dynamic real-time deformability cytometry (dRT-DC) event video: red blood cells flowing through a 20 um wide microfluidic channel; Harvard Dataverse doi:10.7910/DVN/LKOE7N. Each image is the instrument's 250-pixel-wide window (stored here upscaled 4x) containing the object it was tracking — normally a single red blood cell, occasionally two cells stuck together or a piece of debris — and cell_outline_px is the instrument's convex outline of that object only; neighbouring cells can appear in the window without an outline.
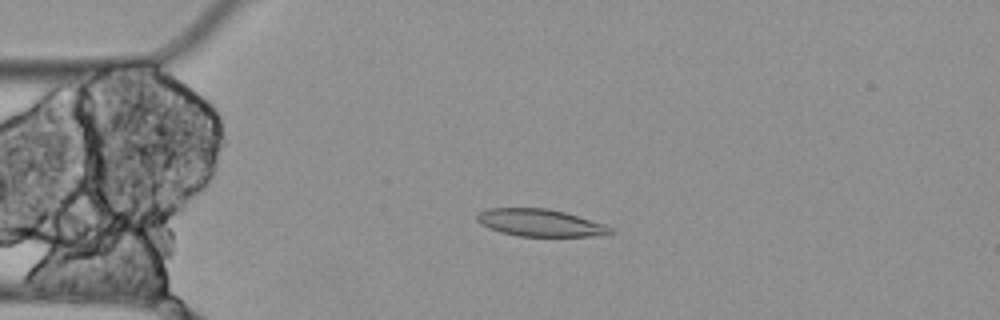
{"species": "Egyptian fruit bat (a non-hibernating species)", "species_latin": "Rousettus aegyptiacus", "temperature_condition": "cold", "stored_images_in_passage": 4, "camera_frame_rate_fps": 3000, "um_per_image_px": 0.085, "animal": {"sex": "female"}, "frame": {"image": 1, "passage_image": 3, "time_ms": 0.667, "image_size_px": [1000, 320], "cell_outline_px": [[616, 232], [608, 236], [516, 236], [500, 232], [488, 228], [480, 224], [476, 220], [476, 216], [480, 212], [488, 208], [548, 208], [564, 212], [608, 224]], "centroid_in_image_um": [45.98, 18.95], "position_along_channel_um": 39.0, "area_um2": 21.62}}